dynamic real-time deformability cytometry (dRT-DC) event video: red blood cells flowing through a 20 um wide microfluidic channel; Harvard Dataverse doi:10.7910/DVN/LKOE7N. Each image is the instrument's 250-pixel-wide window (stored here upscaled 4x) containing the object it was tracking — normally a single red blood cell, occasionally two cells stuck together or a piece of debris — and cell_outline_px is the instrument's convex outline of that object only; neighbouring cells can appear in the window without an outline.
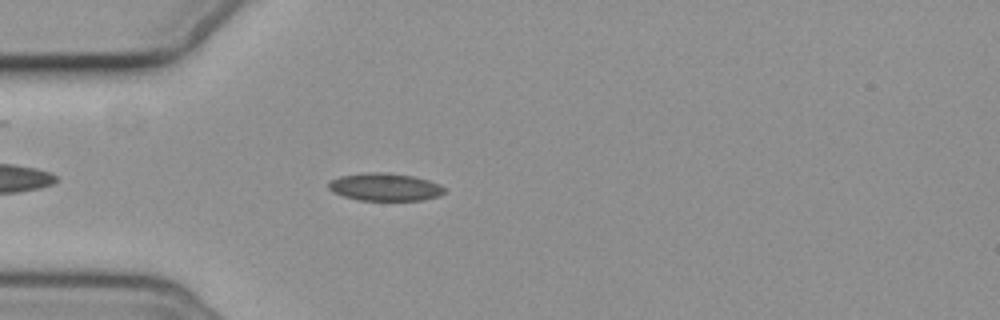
{"species": "common noctule bat (a hibernating species)", "species_latin": "Nyctalus noctula", "temperature_condition": "cold", "stored_images_in_passage": 3, "camera_frame_rate_fps": 3000, "um_per_image_px": 0.085, "animal": {"sex": "female", "body_mass_g": 19.3, "forearm_length_mm": 54.1}, "frame": {"image": 1, "passage_image": 3, "time_ms": 2.333, "image_size_px": [1000, 320], "cell_outline_px": [[444, 192], [436, 196], [420, 200], [360, 200], [344, 196], [332, 192], [328, 188], [328, 184], [332, 180], [340, 176], [368, 172], [388, 172], [412, 176], [428, 180], [440, 184], [444, 188]], "centroid_in_image_um": [32.69, 15.88], "position_along_channel_um": 52.3, "area_um2": 18.5}}